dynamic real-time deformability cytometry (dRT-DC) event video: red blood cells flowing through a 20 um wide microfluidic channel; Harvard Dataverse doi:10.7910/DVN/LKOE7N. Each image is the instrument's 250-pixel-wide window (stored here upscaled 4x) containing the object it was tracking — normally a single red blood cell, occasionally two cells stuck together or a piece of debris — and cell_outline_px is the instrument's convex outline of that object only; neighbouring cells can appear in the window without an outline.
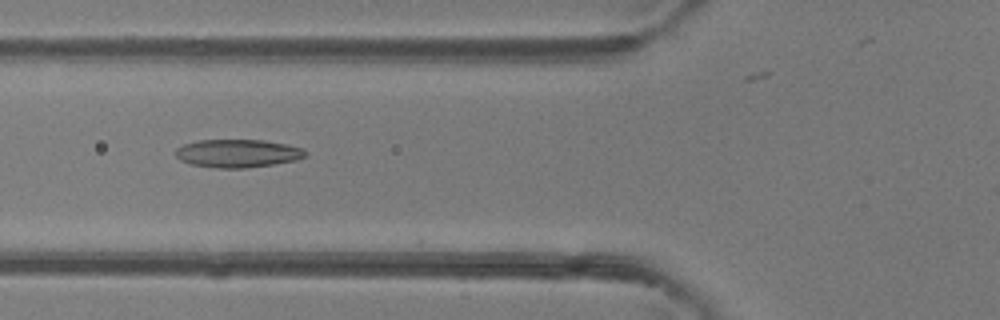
{"species": "common noctule bat (a hibernating species)", "species_latin": "Nyctalus noctula", "temperature_condition": "room temperature", "stored_images_in_passage": 47, "camera_frame_rate_fps": 3000, "um_per_image_px": 0.085, "animal": {"sex": "female"}, "frame": {"image": 1, "passage_image": 18, "time_ms": 5.667, "image_size_px": [1000, 320], "cell_outline_px": [[308, 156], [296, 160], [272, 164], [244, 168], [216, 168], [192, 164], [180, 160], [176, 156], [176, 148], [184, 144], [200, 140], [264, 140], [288, 144], [304, 148], [308, 152]], "centroid_in_image_um": [20.25, 13.03], "position_along_channel_um": 105.5, "area_um2": 21.33}}
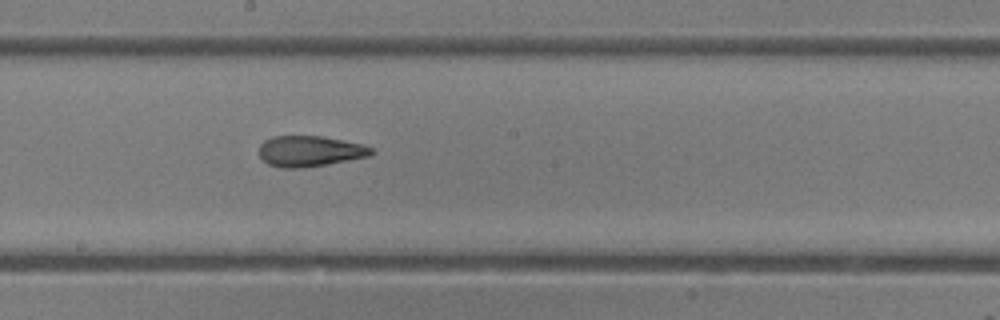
{"frame": {"image": 2, "passage_image": 26, "time_ms": 8.333, "image_size_px": [1000, 320], "cell_outline_px": [[376, 152], [368, 156], [328, 164], [304, 168], [280, 168], [268, 164], [260, 156], [260, 144], [264, 140], [272, 136], [320, 136], [364, 144], [372, 148]], "centroid_in_image_um": [26.34, 12.85], "position_along_channel_um": 221.9, "area_um2": 20.17}}
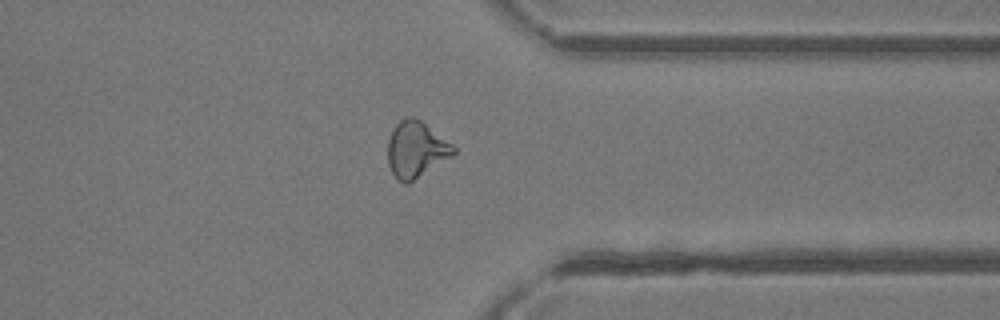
{"frame": {"image": 3, "passage_image": 37, "time_ms": 12.0, "image_size_px": [1000, 320], "cell_outline_px": [[456, 152], [452, 156], [408, 184], [404, 184], [392, 172], [388, 164], [388, 140], [392, 128], [400, 120], [408, 116], [416, 116], [452, 144], [456, 148]], "centroid_in_image_um": [35.36, 12.68], "position_along_channel_um": 376.0, "area_um2": 21.5}, "authors_computed_cell_mechanics": {"area_um2": 21.5016, "velocity_mm_per_s": 4.3395, "shape_relaxation_time_tau1_ms": null, "shape_relaxation_time_tau2_ms": 1.9571, "deformation_change_tau1": null, "deformation_change_tau2": 0.0946}}